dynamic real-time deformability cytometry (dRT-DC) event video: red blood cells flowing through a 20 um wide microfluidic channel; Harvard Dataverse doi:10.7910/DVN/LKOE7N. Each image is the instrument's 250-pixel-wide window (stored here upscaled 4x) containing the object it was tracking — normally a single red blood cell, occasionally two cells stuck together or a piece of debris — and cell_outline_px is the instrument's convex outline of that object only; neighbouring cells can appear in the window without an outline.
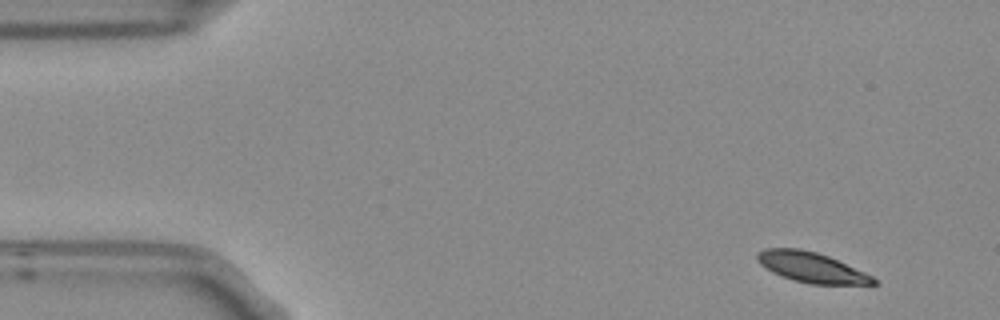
{"species": "Egyptian fruit bat (a non-hibernating species)", "species_latin": "Rousettus aegyptiacus", "temperature_condition": "room temperature", "stored_images_in_passage": 4, "camera_frame_rate_fps": 3000, "um_per_image_px": 0.085, "frame": {"image": 1, "passage_image": 1, "time_ms": 0.0, "image_size_px": [1000, 320], "cell_outline_px": [[880, 284], [812, 284], [792, 280], [772, 272], [760, 264], [756, 260], [756, 252], [764, 248], [800, 248], [816, 252], [828, 256], [864, 272], [872, 276]], "centroid_in_image_um": [68.92, 22.71], "position_along_channel_um": 16.1, "area_um2": 20.4}}
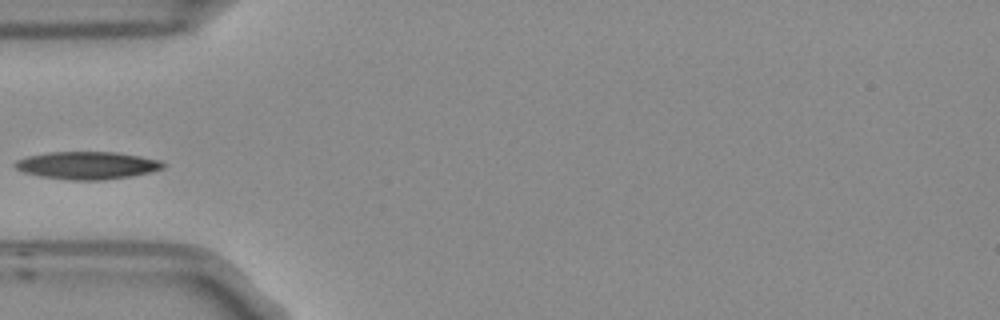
{"frame": {"image": 2, "passage_image": 4, "time_ms": 1.0, "image_size_px": [1000, 320], "cell_outline_px": [[164, 168], [132, 176], [104, 180], [72, 180], [40, 176], [24, 172], [16, 168], [12, 164], [16, 160], [28, 156], [48, 152], [116, 152], [140, 156], [160, 160], [164, 164]], "centroid_in_image_um": [7.4, 14.05], "position_along_channel_um": 77.6, "area_um2": 23.76}}